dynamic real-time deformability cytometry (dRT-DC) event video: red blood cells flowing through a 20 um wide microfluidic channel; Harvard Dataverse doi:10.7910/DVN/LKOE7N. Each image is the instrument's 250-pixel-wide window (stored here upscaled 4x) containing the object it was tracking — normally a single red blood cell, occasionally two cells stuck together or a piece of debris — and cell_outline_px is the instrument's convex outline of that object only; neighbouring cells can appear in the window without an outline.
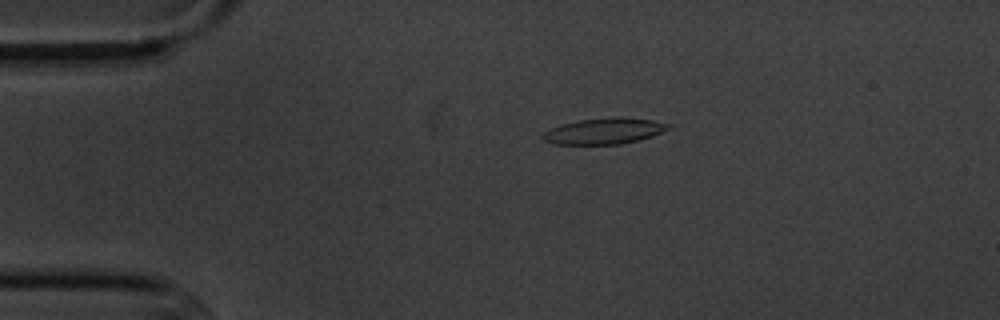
{"species": "common noctule bat (a hibernating species)", "species_latin": "Nyctalus noctula", "temperature_condition": "cold", "stored_images_in_passage": 5, "camera_frame_rate_fps": 3000, "um_per_image_px": 0.085, "animal": {"sex": "male", "body_mass_g": 20.1, "forearm_length_mm": 53.5}, "frame": {"image": 1, "passage_image": 3, "time_ms": 2.333, "image_size_px": [1000, 320], "cell_outline_px": [[672, 128], [652, 136], [640, 140], [620, 144], [556, 144], [544, 140], [540, 136], [544, 132], [560, 124], [580, 120], [616, 116], [624, 116], [652, 120], [672, 124]], "centroid_in_image_um": [51.41, 11.13], "position_along_channel_um": 33.6, "area_um2": 19.25}}
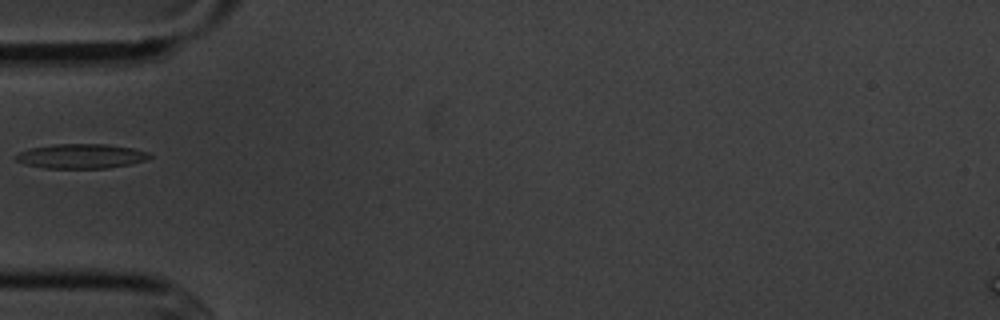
{"frame": {"image": 2, "passage_image": 5, "time_ms": 4.667, "image_size_px": [1000, 320], "cell_outline_px": [[152, 156], [144, 160], [132, 164], [108, 168], [44, 168], [24, 164], [16, 160], [12, 156], [20, 152], [32, 148], [52, 144], [108, 144], [132, 148], [148, 152]], "centroid_in_image_um": [6.88, 13.27], "position_along_channel_um": 78.1, "area_um2": 19.19}}